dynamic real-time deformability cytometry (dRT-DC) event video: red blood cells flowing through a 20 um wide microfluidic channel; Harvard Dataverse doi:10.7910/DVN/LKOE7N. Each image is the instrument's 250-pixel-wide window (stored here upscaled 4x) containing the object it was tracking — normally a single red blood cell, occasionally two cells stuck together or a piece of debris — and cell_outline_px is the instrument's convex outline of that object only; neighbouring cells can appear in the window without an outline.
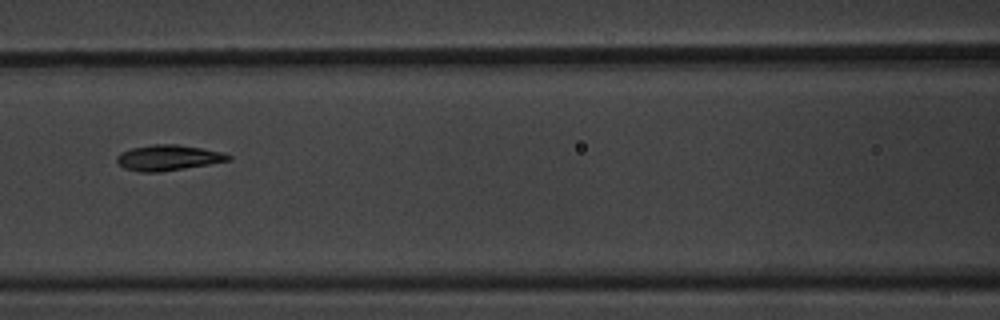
{"species": "common noctule bat (a hibernating species)", "species_latin": "Nyctalus noctula", "temperature_condition": "warm", "stored_images_in_passage": 11, "camera_frame_rate_fps": 3000, "um_per_image_px": 0.085, "animal": {"sex": "male", "body_mass_g": 20.1, "forearm_length_mm": 53.5}, "frame": {"image": 1, "passage_image": 4, "time_ms": 1.0, "image_size_px": [1000, 320], "cell_outline_px": [[232, 160], [160, 172], [140, 172], [124, 168], [116, 160], [116, 156], [120, 152], [132, 148], [152, 144], [176, 144], [224, 152], [232, 156]], "centroid_in_image_um": [14.29, 13.4], "position_along_channel_um": 152.3, "area_um2": 16.59}}
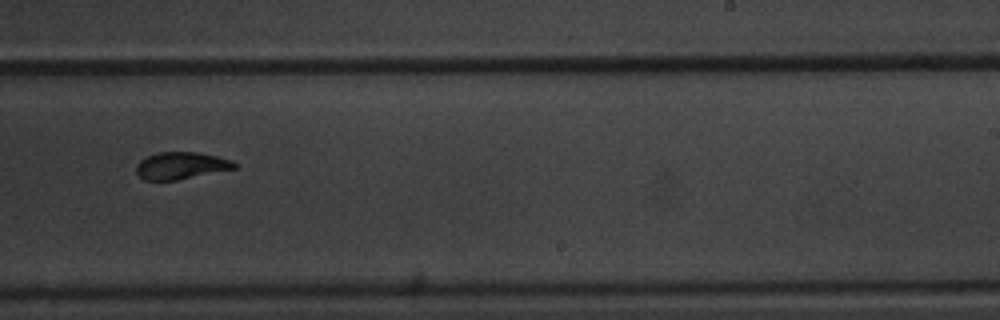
{"frame": {"image": 2, "passage_image": 7, "time_ms": 2.0, "image_size_px": [1000, 320], "cell_outline_px": [[236, 168], [176, 180], [144, 180], [136, 172], [136, 164], [140, 160], [148, 156], [160, 152], [196, 152], [216, 156], [232, 160], [236, 164]], "centroid_in_image_um": [15.37, 14.08], "position_along_channel_um": 273.6, "area_um2": 15.32}}
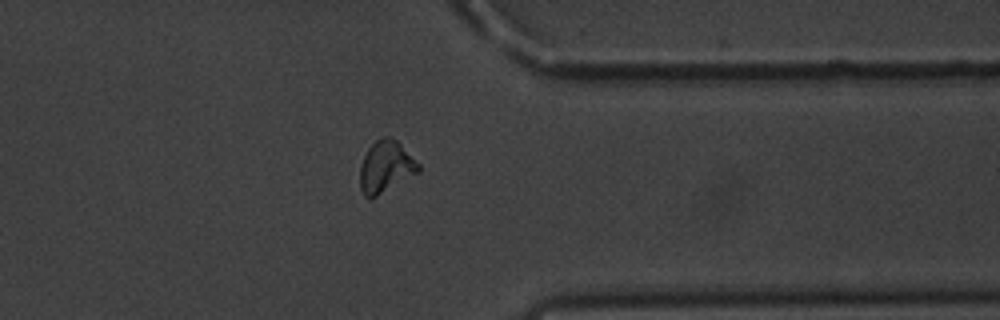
{"frame": {"image": 3, "passage_image": 10, "time_ms": 3.0, "image_size_px": [1000, 320], "cell_outline_px": [[420, 172], [372, 200], [364, 196], [360, 188], [360, 164], [368, 148], [380, 136], [388, 136], [396, 140], [420, 164]], "centroid_in_image_um": [32.78, 14.21], "position_along_channel_um": 378.6, "area_um2": 17.98}}